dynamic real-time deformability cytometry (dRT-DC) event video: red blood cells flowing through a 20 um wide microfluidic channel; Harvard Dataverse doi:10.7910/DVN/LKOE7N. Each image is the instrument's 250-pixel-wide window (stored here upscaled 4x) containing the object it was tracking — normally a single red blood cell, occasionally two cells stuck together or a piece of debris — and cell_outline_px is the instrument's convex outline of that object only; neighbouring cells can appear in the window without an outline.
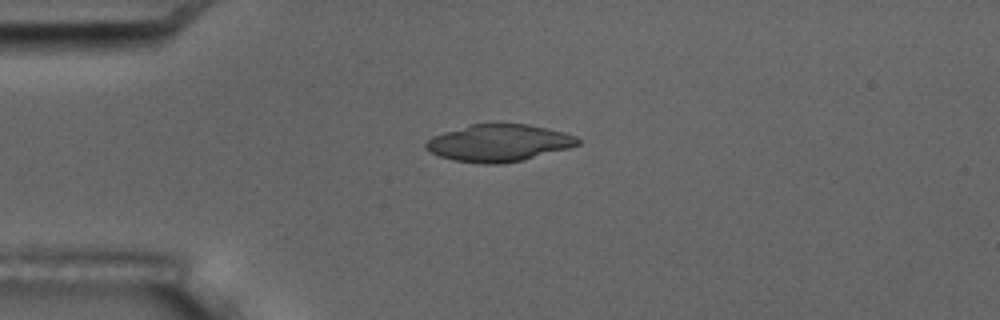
{"species": "common noctule bat (a hibernating species)", "species_latin": "Nyctalus noctula", "temperature_condition": "room temperature", "stored_images_in_passage": 7, "camera_frame_rate_fps": 3000, "um_per_image_px": 0.085, "animal": {"sex": "male", "body_mass_g": 17.5, "forearm_length_mm": 52.3}, "frame": {"image": 1, "passage_image": 5, "time_ms": 4.333, "image_size_px": [1000, 320], "cell_outline_px": [[580, 144], [568, 148], [524, 160], [504, 164], [484, 164], [456, 160], [440, 156], [428, 152], [424, 148], [424, 144], [432, 136], [444, 132], [472, 124], [492, 120], [500, 120], [528, 124], [564, 132], [576, 136], [580, 140]], "centroid_in_image_um": [42.39, 12.11], "position_along_channel_um": 42.6, "area_um2": 33.7}}